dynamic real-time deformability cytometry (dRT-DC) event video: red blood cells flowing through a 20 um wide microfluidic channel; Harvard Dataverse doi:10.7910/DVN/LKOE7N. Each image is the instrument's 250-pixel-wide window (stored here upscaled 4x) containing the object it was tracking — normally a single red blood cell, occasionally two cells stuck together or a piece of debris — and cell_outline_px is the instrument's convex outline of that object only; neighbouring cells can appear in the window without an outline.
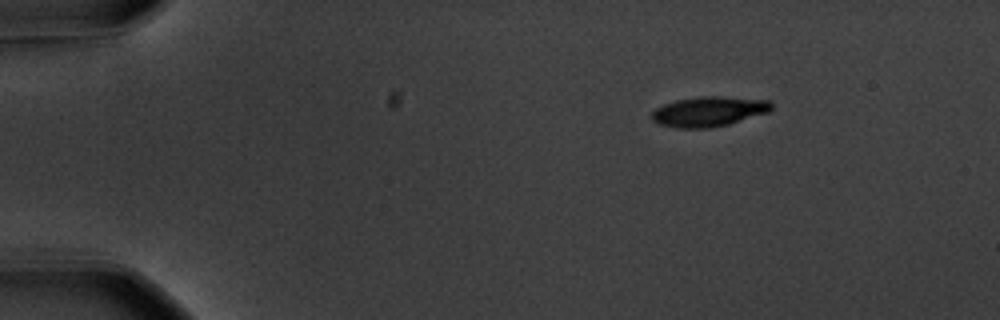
{"species": "common noctule bat (a hibernating species)", "species_latin": "Nyctalus noctula", "temperature_condition": "warm", "stored_images_in_passage": 49, "camera_frame_rate_fps": 3000, "um_per_image_px": 0.085, "animal": {"sex": "male", "body_mass_g": 20.1, "forearm_length_mm": 53.5}, "frame": {"image": 1, "passage_image": 1, "time_ms": 0.0, "image_size_px": [1000, 320], "cell_outline_px": [[772, 108], [768, 112], [728, 124], [708, 128], [676, 128], [656, 124], [652, 120], [652, 112], [656, 108], [664, 104], [676, 100], [700, 96], [720, 96], [768, 100], [772, 104]], "centroid_in_image_um": [60.21, 9.48], "position_along_channel_um": 24.8, "area_um2": 20.87}}
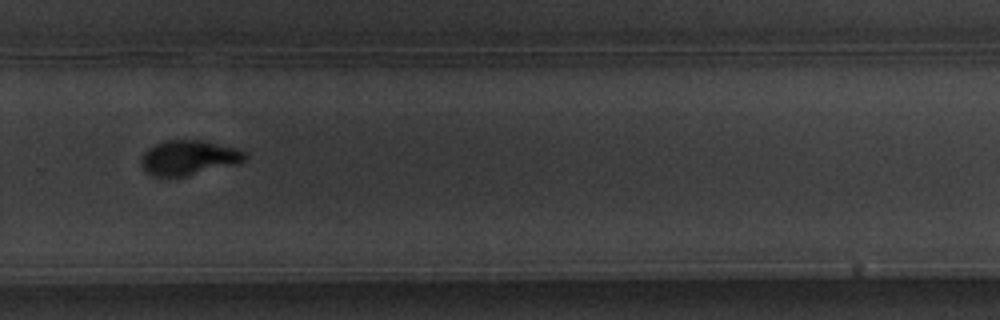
{"frame": {"image": 2, "passage_image": 32, "time_ms": 10.333, "image_size_px": [1000, 320], "cell_outline_px": [[248, 156], [244, 160], [236, 164], [184, 176], [152, 176], [144, 172], [140, 164], [140, 160], [144, 152], [148, 148], [156, 144], [168, 140], [204, 140], [236, 148], [244, 152]], "centroid_in_image_um": [16.0, 13.4], "position_along_channel_um": 313.8, "area_um2": 20.98}}
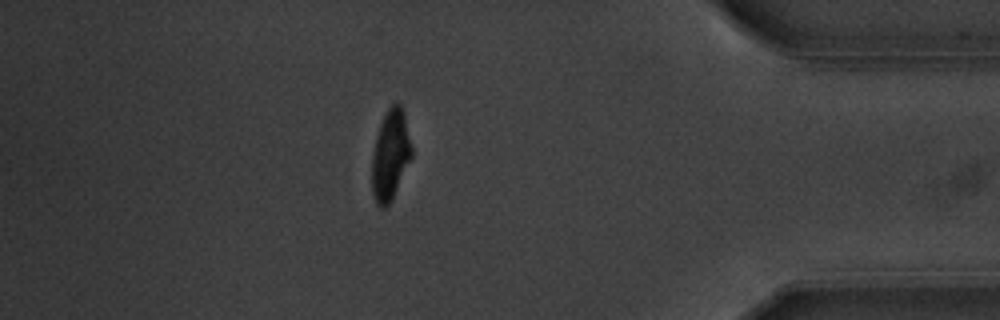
{"frame": {"image": 3, "passage_image": 42, "time_ms": 13.667, "image_size_px": [1000, 320], "cell_outline_px": [[412, 156], [388, 204], [384, 208], [380, 208], [376, 204], [372, 192], [372, 156], [376, 136], [380, 124], [388, 108], [396, 100], [400, 104], [404, 112], [412, 148]], "centroid_in_image_um": [33.17, 13.13], "position_along_channel_um": 402.0, "area_um2": 20.58}, "authors_computed_cell_mechanics": {"area_um2": 21.2126, "velocity_mm_per_s": 3.6201, "shape_relaxation_time_tau1_ms": 2.7312, "shape_relaxation_time_tau2_ms": 1.11, "deformation_change_tau1": 0.1835, "deformation_change_tau2": 0.0553}}